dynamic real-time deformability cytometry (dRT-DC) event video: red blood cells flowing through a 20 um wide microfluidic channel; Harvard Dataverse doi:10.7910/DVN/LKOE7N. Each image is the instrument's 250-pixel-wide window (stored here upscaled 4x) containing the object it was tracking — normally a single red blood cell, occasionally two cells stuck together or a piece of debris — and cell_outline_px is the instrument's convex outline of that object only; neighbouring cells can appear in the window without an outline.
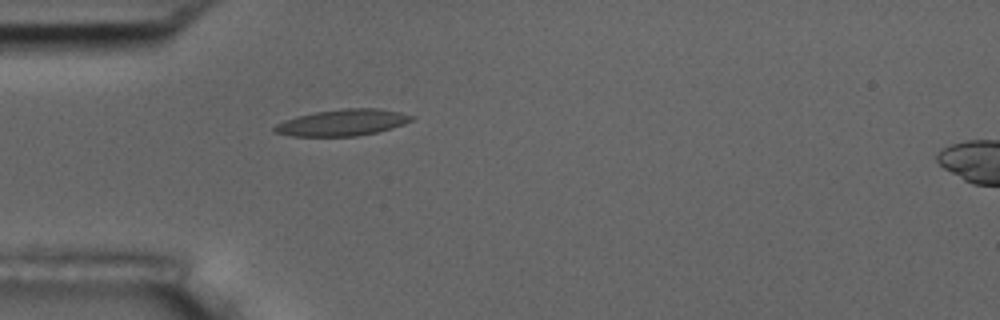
{"species": "common noctule bat (a hibernating species)", "species_latin": "Nyctalus noctula", "temperature_condition": "room temperature", "stored_images_in_passage": 39, "camera_frame_rate_fps": 3000, "um_per_image_px": 0.085, "animal": {"sex": "male", "body_mass_g": 17.5, "forearm_length_mm": 52.3}, "frame": {"image": 1, "passage_image": 1, "time_ms": 0.0, "image_size_px": [1000, 320], "cell_outline_px": [[416, 116], [412, 120], [404, 124], [376, 132], [356, 136], [292, 136], [272, 132], [272, 128], [276, 124], [284, 120], [296, 116], [316, 112], [344, 108], [380, 108], [400, 112]], "centroid_in_image_um": [29.09, 10.41], "position_along_channel_um": 55.9, "area_um2": 21.15}}
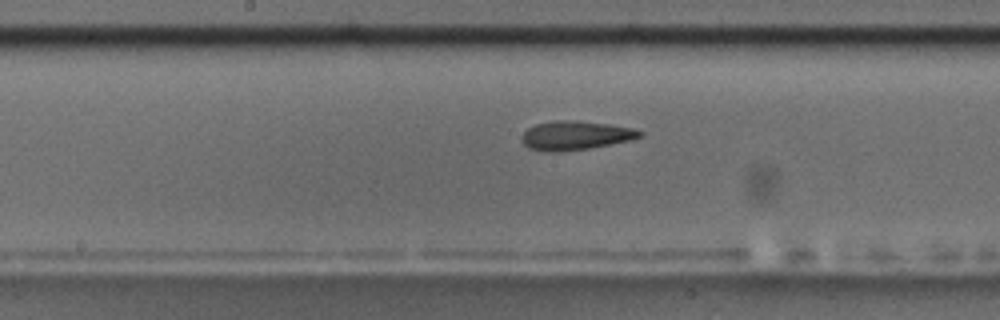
{"frame": {"image": 2, "passage_image": 13, "time_ms": 4.0, "image_size_px": [1000, 320], "cell_outline_px": [[644, 136], [632, 140], [588, 148], [556, 152], [544, 152], [528, 148], [520, 140], [520, 136], [528, 128], [536, 124], [556, 120], [576, 120], [608, 124], [632, 128], [644, 132]], "centroid_in_image_um": [48.89, 11.51], "position_along_channel_um": 199.3, "area_um2": 20.06}}
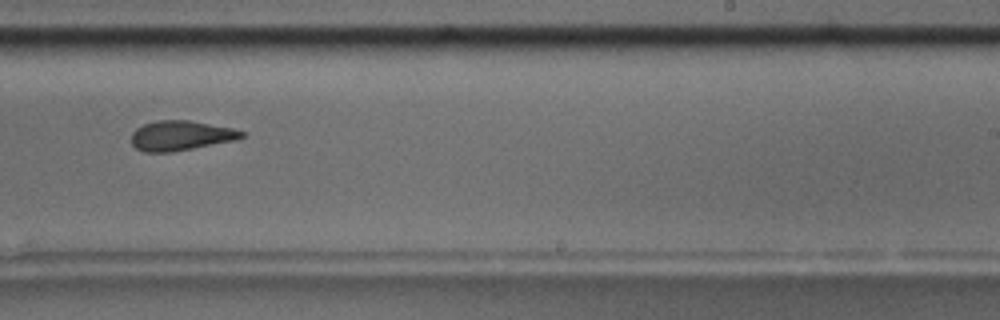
{"frame": {"image": 3, "passage_image": 19, "time_ms": 6.0, "image_size_px": [1000, 320], "cell_outline_px": [[244, 136], [232, 140], [172, 152], [144, 152], [136, 148], [132, 144], [132, 132], [136, 128], [144, 124], [156, 120], [188, 120], [232, 128], [244, 132]], "centroid_in_image_um": [15.3, 11.52], "position_along_channel_um": 273.7, "area_um2": 18.84}, "authors_computed_cell_mechanics": {"area_um2": 19.8832, "velocity_mm_per_s": 3.7287, "shape_relaxation_time_tau1_ms": 10.355, "shape_relaxation_time_tau2_ms": 2.9752, "deformation_change_tau1": 0.2569, "deformation_change_tau2": 0.1162}}